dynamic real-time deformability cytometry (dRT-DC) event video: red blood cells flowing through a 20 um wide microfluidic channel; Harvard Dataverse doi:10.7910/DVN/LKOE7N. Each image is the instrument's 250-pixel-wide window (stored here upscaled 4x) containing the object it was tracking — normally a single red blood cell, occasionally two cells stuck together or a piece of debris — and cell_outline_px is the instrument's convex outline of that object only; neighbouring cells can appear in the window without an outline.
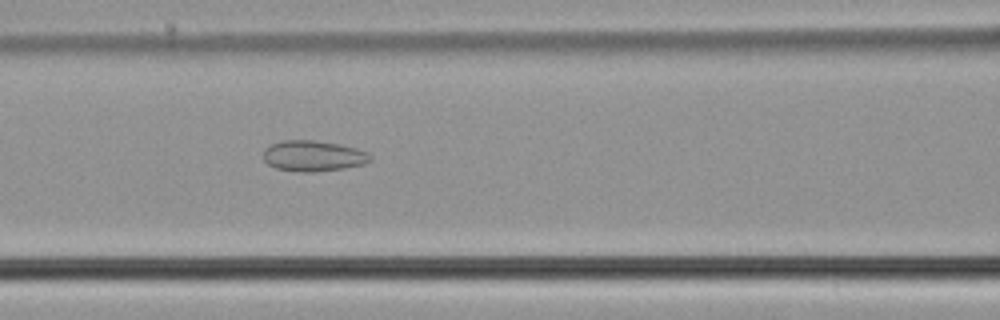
{"species": "common noctule bat (a hibernating species)", "species_latin": "Nyctalus noctula", "temperature_condition": "cold", "stored_images_in_passage": 54, "camera_frame_rate_fps": 3000, "um_per_image_px": 0.085, "animal": {"sex": "male", "body_mass_g": 21.5, "forearm_length_mm": 52.0}, "frame": {"image": 1, "passage_image": 23, "time_ms": 7.333, "image_size_px": [1000, 320], "cell_outline_px": [[372, 160], [364, 164], [344, 168], [312, 172], [300, 172], [276, 168], [268, 164], [264, 160], [264, 148], [272, 144], [284, 140], [316, 140], [340, 144], [356, 148], [368, 152], [372, 156]], "centroid_in_image_um": [26.65, 13.25], "position_along_channel_um": 140.0, "area_um2": 19.25}}
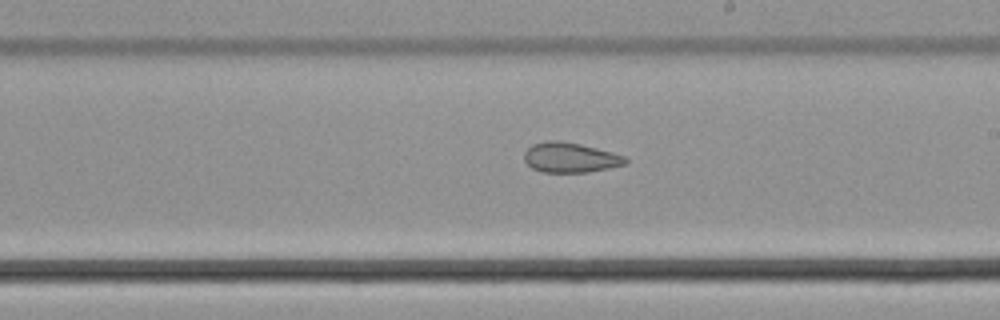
{"frame": {"image": 2, "passage_image": 31, "time_ms": 10.0, "image_size_px": [1000, 320], "cell_outline_px": [[628, 164], [588, 172], [540, 172], [532, 168], [524, 160], [524, 152], [532, 144], [544, 140], [560, 140], [580, 144], [612, 152], [624, 156], [628, 160]], "centroid_in_image_um": [48.45, 13.38], "position_along_channel_um": 240.5, "area_um2": 17.8}}
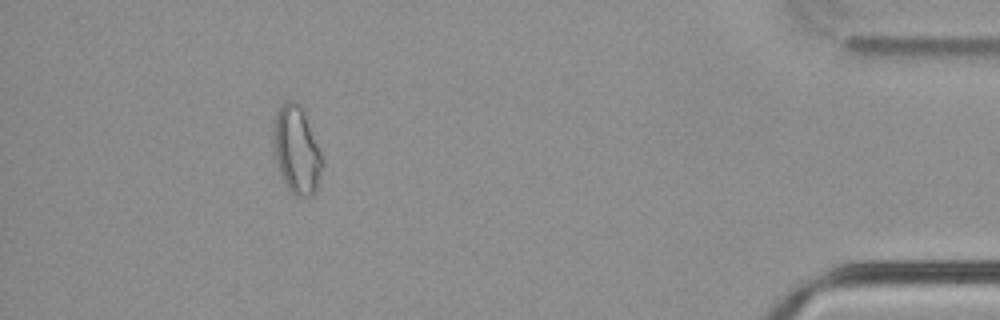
{"frame": {"image": 3, "passage_image": 49, "time_ms": 16.0, "image_size_px": [1000, 320], "cell_outline_px": [[324, 164], [316, 192], [312, 196], [296, 196], [288, 188], [280, 172], [276, 160], [272, 144], [272, 124], [276, 112], [284, 100], [292, 100], [300, 104], [324, 160]], "centroid_in_image_um": [25.2, 12.74], "position_along_channel_um": 410.0, "area_um2": 25.14}, "authors_computed_cell_mechanics": {"area_um2": 22.9177, "velocity_mm_per_s": 3.786, "shape_relaxation_time_tau1_ms": null, "shape_relaxation_time_tau2_ms": 2.5847, "deformation_change_tau1": null, "deformation_change_tau2": 0.092}}